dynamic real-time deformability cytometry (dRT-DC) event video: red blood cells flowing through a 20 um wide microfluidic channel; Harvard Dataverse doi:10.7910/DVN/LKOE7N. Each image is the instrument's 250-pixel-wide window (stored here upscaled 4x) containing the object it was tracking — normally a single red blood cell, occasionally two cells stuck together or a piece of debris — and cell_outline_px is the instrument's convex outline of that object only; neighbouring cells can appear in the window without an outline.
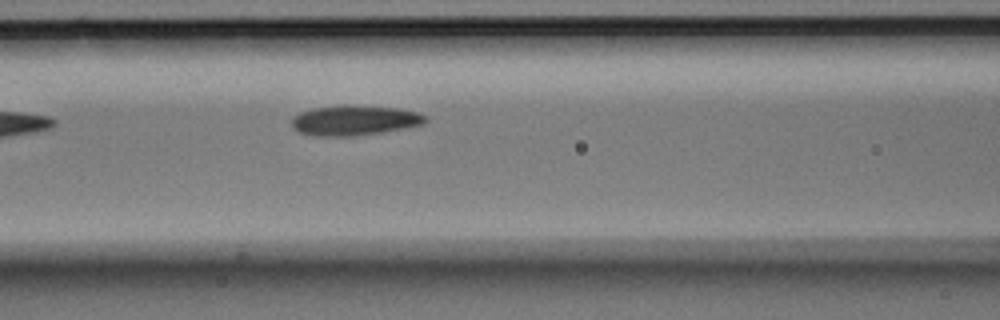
{"species": "Egyptian fruit bat (a non-hibernating species)", "species_latin": "Rousettus aegyptiacus", "temperature_condition": "room temperature", "stored_images_in_passage": 5, "camera_frame_rate_fps": 3000, "um_per_image_px": 0.085, "animal": {"sex": "male"}, "frame": {"image": 1, "passage_image": 5, "time_ms": 1.333, "image_size_px": [1000, 320], "cell_outline_px": [[428, 120], [424, 124], [404, 128], [380, 132], [352, 136], [312, 136], [300, 132], [292, 128], [292, 116], [300, 112], [316, 108], [340, 104], [348, 104], [400, 108], [416, 112], [424, 116]], "centroid_in_image_um": [30.1, 10.22], "position_along_channel_um": 136.5, "area_um2": 23.58}}